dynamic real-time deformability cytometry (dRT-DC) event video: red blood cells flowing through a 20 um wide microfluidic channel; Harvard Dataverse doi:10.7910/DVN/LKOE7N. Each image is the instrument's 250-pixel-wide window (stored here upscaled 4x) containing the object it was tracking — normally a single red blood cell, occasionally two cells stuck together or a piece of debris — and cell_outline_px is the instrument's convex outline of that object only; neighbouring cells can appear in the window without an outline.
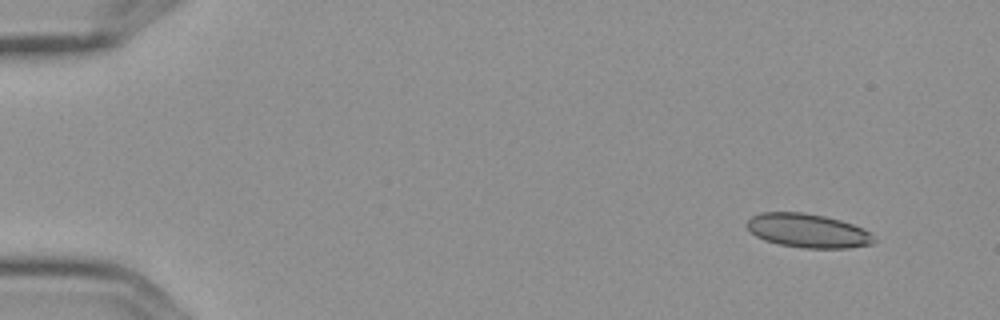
{"species": "Egyptian fruit bat (a non-hibernating species)", "species_latin": "Rousettus aegyptiacus", "temperature_condition": "cold", "stored_images_in_passage": 7, "camera_frame_rate_fps": 3000, "um_per_image_px": 0.085, "frame": {"image": 1, "passage_image": 2, "time_ms": 0.333, "image_size_px": [1000, 320], "cell_outline_px": [[876, 240], [872, 244], [848, 248], [804, 248], [780, 244], [764, 240], [756, 236], [748, 228], [748, 220], [752, 216], [760, 212], [800, 212], [824, 216], [840, 220], [864, 228]], "centroid_in_image_um": [68.67, 19.61], "position_along_channel_um": 16.3, "area_um2": 24.91}}
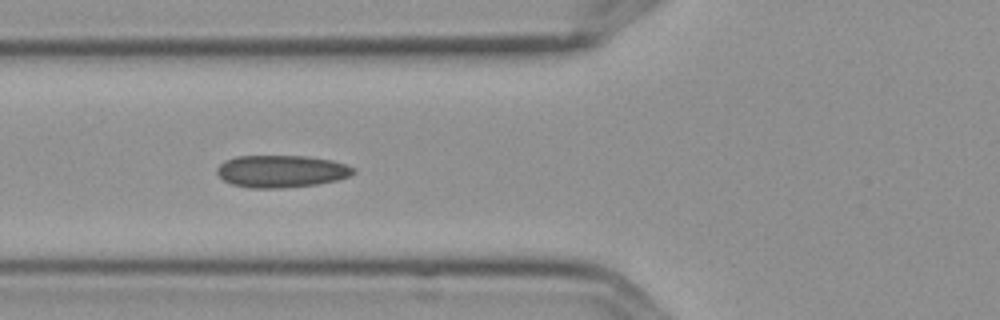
{"frame": {"image": 2, "passage_image": 7, "time_ms": 2.0, "image_size_px": [1000, 320], "cell_outline_px": [[356, 172], [352, 176], [336, 180], [316, 184], [284, 188], [248, 188], [232, 184], [224, 180], [216, 172], [216, 168], [224, 160], [236, 156], [304, 156], [332, 160], [356, 168]], "centroid_in_image_um": [23.92, 14.56], "position_along_channel_um": 101.9, "area_um2": 25.78}}